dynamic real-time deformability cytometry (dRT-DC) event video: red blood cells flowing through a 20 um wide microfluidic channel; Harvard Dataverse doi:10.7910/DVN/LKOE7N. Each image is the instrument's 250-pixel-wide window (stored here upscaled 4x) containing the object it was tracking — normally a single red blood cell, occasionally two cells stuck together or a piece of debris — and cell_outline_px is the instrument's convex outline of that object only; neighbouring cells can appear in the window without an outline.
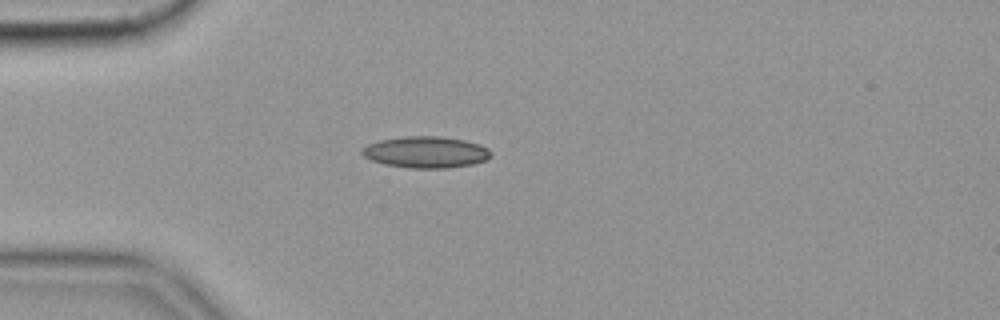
{"species": "common noctule bat (a hibernating species)", "species_latin": "Nyctalus noctula", "temperature_condition": "cold", "stored_images_in_passage": 40, "camera_frame_rate_fps": 3000, "um_per_image_px": 0.085, "animal": {"sex": "female", "body_mass_g": 19.9}, "frame": {"image": 1, "passage_image": 7, "time_ms": 2.0, "image_size_px": [1000, 320], "cell_outline_px": [[492, 156], [484, 160], [472, 164], [448, 168], [408, 168], [384, 164], [372, 160], [364, 156], [360, 152], [360, 148], [368, 144], [380, 140], [408, 136], [440, 136], [464, 140], [480, 144], [488, 148], [492, 152]], "centroid_in_image_um": [36.2, 12.93], "position_along_channel_um": 48.8, "area_um2": 23.7}, "authors_computed_cell_mechanics": {"area_um2": 21.4149, "velocity_mm_per_s": 3.5672, "shape_relaxation_time_tau1_ms": null, "shape_relaxation_time_tau2_ms": 7.0741, "deformation_change_tau1": null, "deformation_change_tau2": 0.1267}}